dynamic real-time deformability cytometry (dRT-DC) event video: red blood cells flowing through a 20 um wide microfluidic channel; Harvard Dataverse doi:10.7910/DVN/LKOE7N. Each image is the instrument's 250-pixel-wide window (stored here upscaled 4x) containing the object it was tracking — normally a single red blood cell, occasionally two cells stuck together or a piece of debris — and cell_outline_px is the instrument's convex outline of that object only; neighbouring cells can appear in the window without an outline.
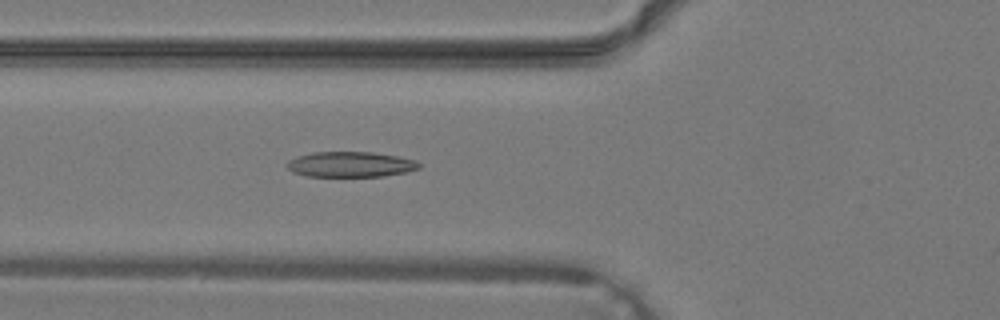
{"species": "common noctule bat (a hibernating species)", "species_latin": "Nyctalus noctula", "temperature_condition": "warm", "stored_images_in_passage": 32, "camera_frame_rate_fps": 3000, "um_per_image_px": 0.085, "animal": {"sex": "male", "body_mass_g": 19.2, "forearm_length_mm": 51.8}, "frame": {"image": 1, "passage_image": 8, "time_ms": 2.333, "image_size_px": [1000, 320], "cell_outline_px": [[420, 168], [408, 172], [380, 176], [308, 176], [292, 172], [288, 168], [288, 160], [296, 156], [312, 152], [372, 152], [396, 156], [416, 160], [420, 164]], "centroid_in_image_um": [29.79, 13.97], "position_along_channel_um": 96.0, "area_um2": 19.48}}
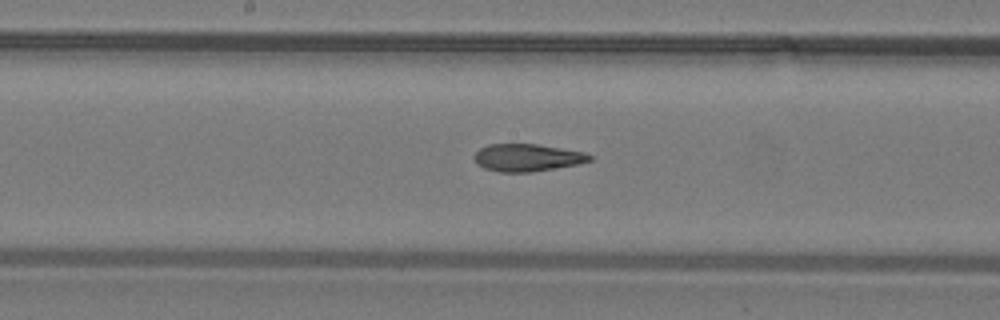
{"frame": {"image": 2, "passage_image": 14, "time_ms": 4.333, "image_size_px": [1000, 320], "cell_outline_px": [[592, 160], [576, 164], [532, 172], [500, 172], [484, 168], [476, 164], [472, 156], [480, 148], [488, 144], [536, 144], [584, 152], [592, 156]], "centroid_in_image_um": [44.76, 13.4], "position_along_channel_um": 203.4, "area_um2": 18.38}}
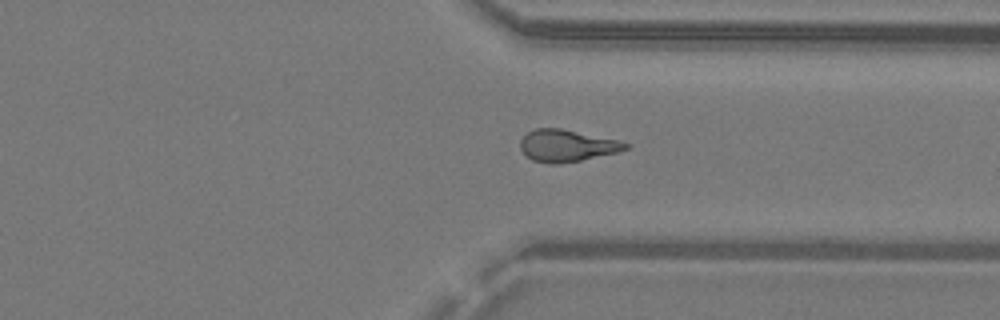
{"frame": {"image": 3, "passage_image": 23, "time_ms": 7.333, "image_size_px": [1000, 320], "cell_outline_px": [[628, 148], [616, 152], [580, 160], [556, 164], [548, 164], [532, 160], [520, 148], [520, 140], [528, 132], [536, 128], [560, 128], [620, 140], [628, 144]], "centroid_in_image_um": [48.16, 12.37], "position_along_channel_um": 363.2, "area_um2": 19.36}}